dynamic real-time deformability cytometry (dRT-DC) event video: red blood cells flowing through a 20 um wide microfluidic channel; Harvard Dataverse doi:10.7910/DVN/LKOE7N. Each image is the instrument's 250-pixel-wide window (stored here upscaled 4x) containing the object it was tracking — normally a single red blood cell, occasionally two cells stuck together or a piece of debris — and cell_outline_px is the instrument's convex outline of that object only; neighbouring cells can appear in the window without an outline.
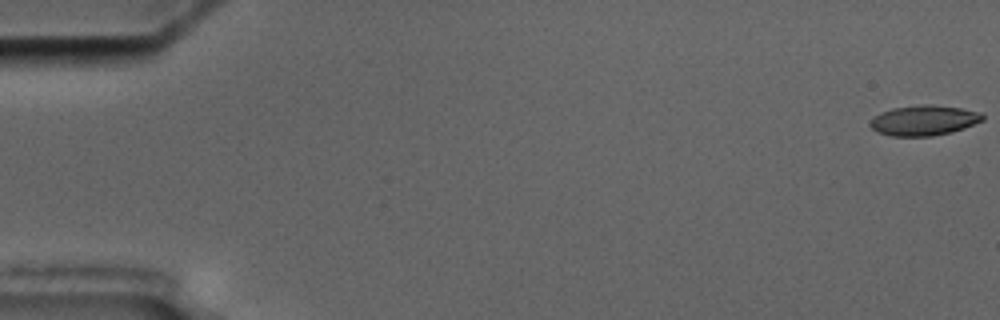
{"species": "common noctule bat (a hibernating species)", "species_latin": "Nyctalus noctula", "temperature_condition": "cold", "stored_images_in_passage": 6, "camera_frame_rate_fps": 3000, "um_per_image_px": 0.085, "animal": {"sex": "male", "body_mass_g": 17.5, "forearm_length_mm": 52.3}, "frame": {"image": 1, "passage_image": 1, "time_ms": 0.0, "image_size_px": [1000, 320], "cell_outline_px": [[984, 120], [964, 128], [952, 132], [932, 136], [892, 136], [876, 132], [868, 124], [880, 112], [892, 108], [924, 104], [932, 104], [960, 108], [980, 112], [984, 116]], "centroid_in_image_um": [78.53, 10.23], "position_along_channel_um": 6.5, "area_um2": 19.83}}
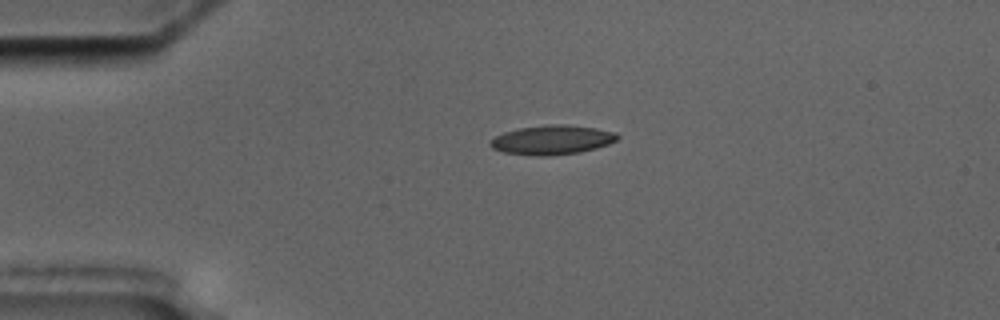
{"frame": {"image": 2, "passage_image": 5, "time_ms": 4.333, "image_size_px": [1000, 320], "cell_outline_px": [[620, 136], [616, 140], [608, 144], [596, 148], [580, 152], [540, 156], [504, 152], [492, 148], [488, 144], [496, 136], [504, 132], [516, 128], [548, 124], [568, 124], [596, 128], [616, 132]], "centroid_in_image_um": [46.94, 11.87], "position_along_channel_um": 38.1, "area_um2": 21.68}}